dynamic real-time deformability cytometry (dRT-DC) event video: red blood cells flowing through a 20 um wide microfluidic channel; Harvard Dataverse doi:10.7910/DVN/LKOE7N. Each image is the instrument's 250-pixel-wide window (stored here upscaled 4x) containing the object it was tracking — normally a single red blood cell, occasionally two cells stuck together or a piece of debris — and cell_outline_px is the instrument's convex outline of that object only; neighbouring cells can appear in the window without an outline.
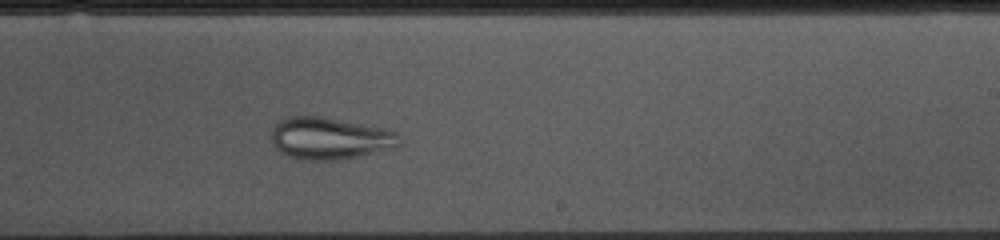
{"species": "common noctule bat (a hibernating species)", "species_latin": "Nyctalus noctula", "temperature_condition": "cold", "stored_images_in_passage": 43, "camera_frame_rate_fps": 3000, "um_per_image_px": 0.085, "animal": {"sex": "female", "body_mass_g": 10.0, "forearm_length_mm": 53.1}, "frame": {"image": 1, "passage_image": 25, "time_ms": 8.0, "image_size_px": [1000, 240], "cell_outline_px": [[400, 144], [396, 148], [336, 160], [312, 160], [292, 156], [280, 152], [272, 144], [268, 132], [280, 120], [288, 116], [316, 116], [384, 128], [396, 132], [400, 136]], "centroid_in_image_um": [28.0, 11.75], "position_along_channel_um": 261.0, "area_um2": 31.15}}